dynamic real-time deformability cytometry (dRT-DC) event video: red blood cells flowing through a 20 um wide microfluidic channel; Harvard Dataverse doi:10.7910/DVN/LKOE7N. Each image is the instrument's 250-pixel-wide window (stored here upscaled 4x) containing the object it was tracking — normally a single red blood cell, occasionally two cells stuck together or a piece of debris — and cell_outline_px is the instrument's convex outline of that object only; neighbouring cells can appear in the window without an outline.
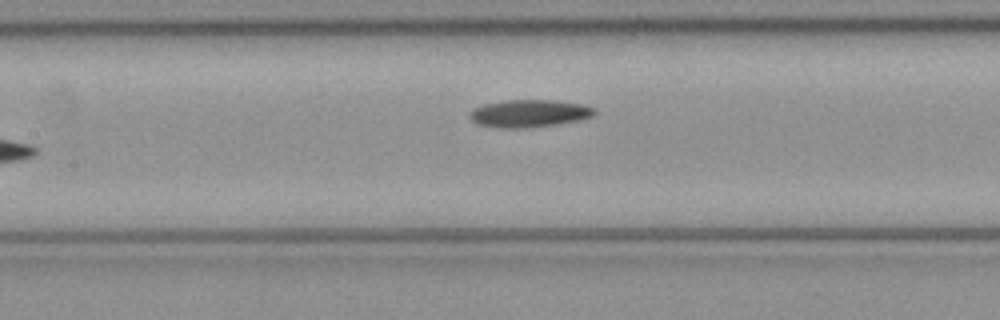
{"species": "common noctule bat (a hibernating species)", "species_latin": "Nyctalus noctula", "temperature_condition": "cold", "stored_images_in_passage": 7, "segment_of_instrument_passage": [1, 2], "camera_frame_rate_fps": 3000, "um_per_image_px": 0.085, "animal": {"sex": "female", "body_mass_g": 21.9}, "frame": {"image": 1, "passage_image": 6, "time_ms": 1.667, "image_size_px": [1000, 320], "cell_outline_px": [[596, 112], [592, 116], [576, 120], [556, 124], [524, 128], [500, 128], [476, 124], [468, 116], [468, 112], [472, 108], [484, 104], [508, 100], [552, 100], [584, 104], [596, 108]], "centroid_in_image_um": [44.94, 9.63], "position_along_channel_um": 162.5, "area_um2": 20.06}}